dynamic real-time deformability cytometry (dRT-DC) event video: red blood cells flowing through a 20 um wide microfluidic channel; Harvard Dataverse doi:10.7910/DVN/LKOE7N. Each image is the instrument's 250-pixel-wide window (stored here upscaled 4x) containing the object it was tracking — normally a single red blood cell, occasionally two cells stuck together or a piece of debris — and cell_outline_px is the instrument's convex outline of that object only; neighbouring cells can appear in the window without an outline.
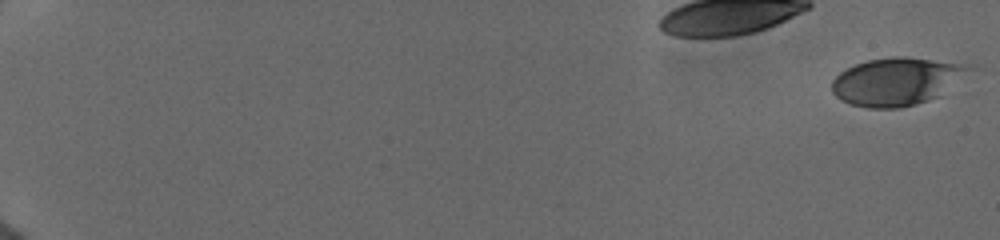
{"species": "human", "species_latin": "Homo sapiens", "temperature_condition": "cold", "stored_images_in_passage": 23, "camera_frame_rate_fps": 3000, "um_per_image_px": 0.085, "donor": {"sex": "female"}, "frame": {"image": 1, "passage_image": 1, "time_ms": 0.0, "image_size_px": [1000, 240], "cell_outline_px": [[976, 68], [936, 96], [928, 100], [916, 104], [900, 108], [868, 108], [852, 104], [840, 100], [832, 92], [832, 80], [840, 72], [856, 64], [868, 60], [892, 56], [904, 56], [976, 64]], "centroid_in_image_um": [76.25, 6.89], "position_along_channel_um": 8.8, "area_um2": 38.32}}
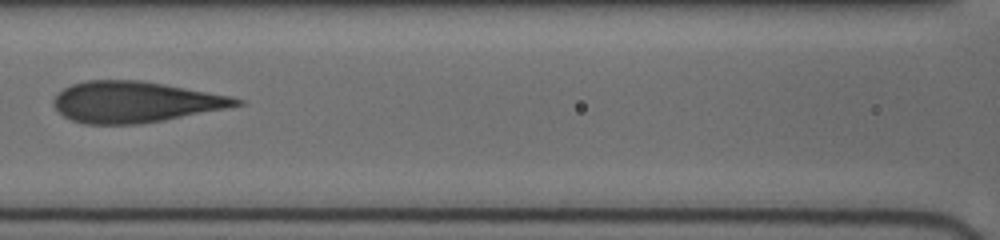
{"frame": {"image": 2, "passage_image": 12, "time_ms": 9.333, "image_size_px": [1000, 240], "cell_outline_px": [[244, 104], [228, 108], [164, 120], [140, 124], [84, 124], [72, 120], [64, 116], [52, 104], [52, 100], [64, 88], [72, 84], [84, 80], [144, 80], [232, 96], [244, 100]], "centroid_in_image_um": [11.5, 8.66], "position_along_channel_um": 155.1, "area_um2": 43.87}}
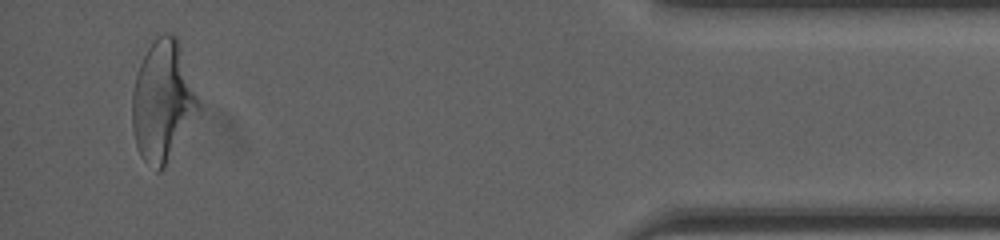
{"frame": {"image": 3, "passage_image": 20, "time_ms": 17.333, "image_size_px": [1000, 240], "cell_outline_px": [[200, 108], [164, 168], [160, 172], [156, 172], [140, 156], [136, 144], [132, 128], [132, 92], [136, 76], [140, 64], [148, 48], [156, 36], [164, 32], [172, 32], [176, 36], [200, 104]], "centroid_in_image_um": [13.8, 8.61], "position_along_channel_um": 421.4, "area_um2": 45.95}}